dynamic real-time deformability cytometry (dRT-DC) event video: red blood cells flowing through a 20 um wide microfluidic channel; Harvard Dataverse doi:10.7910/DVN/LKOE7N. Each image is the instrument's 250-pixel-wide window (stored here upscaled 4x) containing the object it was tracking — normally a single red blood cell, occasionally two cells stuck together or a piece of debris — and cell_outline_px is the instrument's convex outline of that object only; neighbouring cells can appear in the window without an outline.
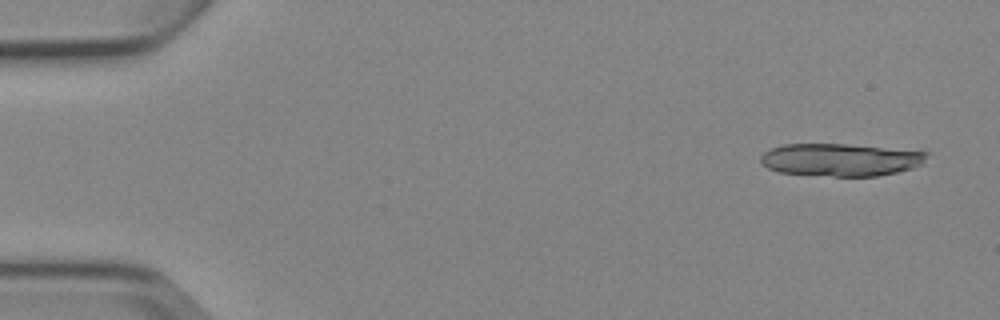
{"species": "Egyptian fruit bat (a non-hibernating species)", "species_latin": "Rousettus aegyptiacus", "temperature_condition": "cold", "stored_images_in_passage": 6, "segment_of_instrument_passage": [1, 2], "camera_frame_rate_fps": 3000, "um_per_image_px": 0.085, "animal": {"sex": "female"}, "frame": {"image": 1, "passage_image": 1, "time_ms": 0.0, "image_size_px": [1000, 320], "cell_outline_px": [[928, 152], [924, 164], [912, 168], [896, 172], [876, 176], [832, 176], [780, 172], [768, 168], [760, 160], [760, 156], [764, 152], [772, 148], [784, 144], [848, 144]], "centroid_in_image_um": [71.45, 13.57], "position_along_channel_um": 13.5, "area_um2": 31.39}}